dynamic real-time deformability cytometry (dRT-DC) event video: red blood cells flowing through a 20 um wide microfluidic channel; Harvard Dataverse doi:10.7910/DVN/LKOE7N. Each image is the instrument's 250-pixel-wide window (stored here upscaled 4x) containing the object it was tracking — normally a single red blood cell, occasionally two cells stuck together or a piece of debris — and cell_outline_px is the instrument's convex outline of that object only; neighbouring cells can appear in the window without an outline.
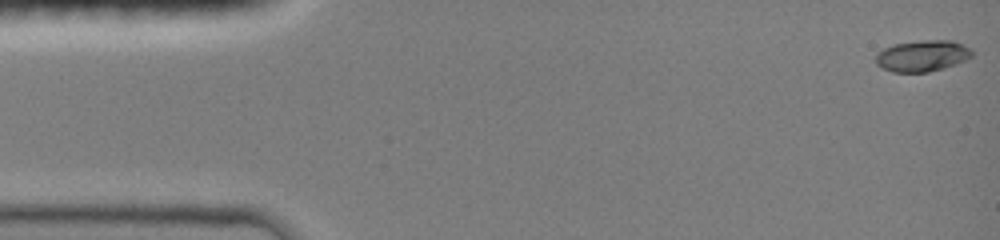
{"species": "common noctule bat (a hibernating species)", "species_latin": "Nyctalus noctula", "temperature_condition": "room temperature", "stored_images_in_passage": 47, "camera_frame_rate_fps": 3000, "um_per_image_px": 0.085, "animal": {"sex": "female", "body_mass_g": 19.0, "forearm_length_mm": 51.5}, "frame": {"image": 1, "passage_image": 1, "time_ms": 0.0, "image_size_px": [1000, 240], "cell_outline_px": [[972, 56], [956, 64], [944, 68], [928, 72], [892, 72], [876, 64], [876, 52], [884, 48], [896, 44], [928, 40], [952, 40], [968, 48], [972, 52]], "centroid_in_image_um": [78.37, 4.76], "position_along_channel_um": 6.6, "area_um2": 17.28}}
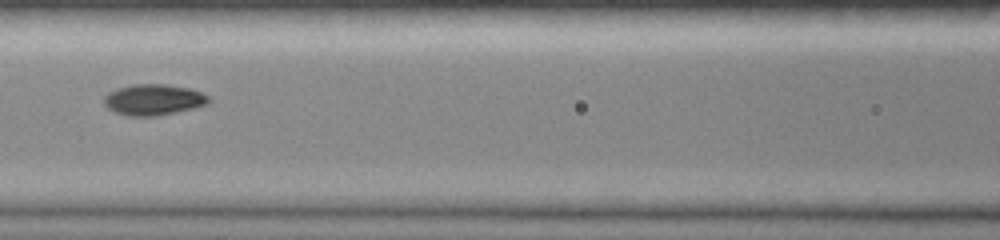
{"frame": {"image": 2, "passage_image": 21, "time_ms": 6.667, "image_size_px": [1000, 240], "cell_outline_px": [[212, 100], [208, 104], [160, 116], [128, 116], [116, 112], [108, 108], [104, 104], [104, 96], [108, 92], [116, 88], [132, 84], [168, 84], [188, 88], [200, 92], [208, 96]], "centroid_in_image_um": [13.04, 8.47], "position_along_channel_um": 153.6, "area_um2": 19.02}}
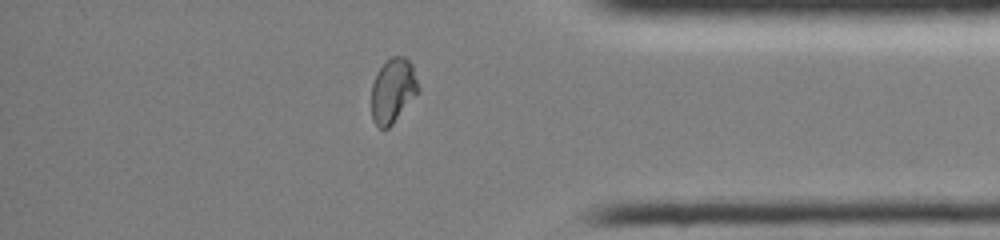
{"frame": {"image": 3, "passage_image": 40, "time_ms": 13.0, "image_size_px": [1000, 240], "cell_outline_px": [[420, 92], [392, 124], [388, 128], [380, 128], [372, 120], [372, 84], [376, 72], [392, 56], [404, 56], [412, 64], [420, 88]], "centroid_in_image_um": [33.42, 7.7], "position_along_channel_um": 401.8, "area_um2": 17.69}, "authors_computed_cell_mechanics": {"area_um2": 17.7446, "velocity_mm_per_s": 4.0707, "shape_relaxation_time_tau1_ms": 3.4929, "shape_relaxation_time_tau2_ms": 1.1775, "deformation_change_tau1": 0.1741, "deformation_change_tau2": 0.0358}}